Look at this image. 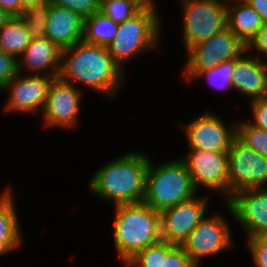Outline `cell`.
Returning a JSON list of instances; mask_svg holds the SVG:
<instances>
[{"label": "cell", "instance_id": "cell-1", "mask_svg": "<svg viewBox=\"0 0 267 267\" xmlns=\"http://www.w3.org/2000/svg\"><path fill=\"white\" fill-rule=\"evenodd\" d=\"M126 73L113 60L106 46L83 40L61 52L59 77L80 90H92L110 100L126 84ZM79 86V87H78ZM121 90V91H120Z\"/></svg>", "mask_w": 267, "mask_h": 267}, {"label": "cell", "instance_id": "cell-2", "mask_svg": "<svg viewBox=\"0 0 267 267\" xmlns=\"http://www.w3.org/2000/svg\"><path fill=\"white\" fill-rule=\"evenodd\" d=\"M150 156L141 150L123 152L106 161L89 177L91 194L102 202L119 205L142 203Z\"/></svg>", "mask_w": 267, "mask_h": 267}, {"label": "cell", "instance_id": "cell-3", "mask_svg": "<svg viewBox=\"0 0 267 267\" xmlns=\"http://www.w3.org/2000/svg\"><path fill=\"white\" fill-rule=\"evenodd\" d=\"M112 208L113 248L123 265L139 251L161 240L160 213L144 202Z\"/></svg>", "mask_w": 267, "mask_h": 267}, {"label": "cell", "instance_id": "cell-4", "mask_svg": "<svg viewBox=\"0 0 267 267\" xmlns=\"http://www.w3.org/2000/svg\"><path fill=\"white\" fill-rule=\"evenodd\" d=\"M197 195L199 193L195 190L189 171L180 158L154 164L150 157L143 199L145 204L161 213Z\"/></svg>", "mask_w": 267, "mask_h": 267}, {"label": "cell", "instance_id": "cell-5", "mask_svg": "<svg viewBox=\"0 0 267 267\" xmlns=\"http://www.w3.org/2000/svg\"><path fill=\"white\" fill-rule=\"evenodd\" d=\"M162 18L164 17L159 11L140 10L133 17L119 23L117 34L107 48L124 72L125 65L132 62V59L160 49L163 39L161 31L165 22Z\"/></svg>", "mask_w": 267, "mask_h": 267}, {"label": "cell", "instance_id": "cell-6", "mask_svg": "<svg viewBox=\"0 0 267 267\" xmlns=\"http://www.w3.org/2000/svg\"><path fill=\"white\" fill-rule=\"evenodd\" d=\"M185 52L227 27V0H179Z\"/></svg>", "mask_w": 267, "mask_h": 267}, {"label": "cell", "instance_id": "cell-7", "mask_svg": "<svg viewBox=\"0 0 267 267\" xmlns=\"http://www.w3.org/2000/svg\"><path fill=\"white\" fill-rule=\"evenodd\" d=\"M245 51L247 46L226 27L185 52L187 60L184 61L181 71L182 82L192 84V80L200 72L210 70L219 63L239 58Z\"/></svg>", "mask_w": 267, "mask_h": 267}, {"label": "cell", "instance_id": "cell-8", "mask_svg": "<svg viewBox=\"0 0 267 267\" xmlns=\"http://www.w3.org/2000/svg\"><path fill=\"white\" fill-rule=\"evenodd\" d=\"M221 211L206 214L180 245L197 267H202L203 259L217 257L235 246L230 221Z\"/></svg>", "mask_w": 267, "mask_h": 267}, {"label": "cell", "instance_id": "cell-9", "mask_svg": "<svg viewBox=\"0 0 267 267\" xmlns=\"http://www.w3.org/2000/svg\"><path fill=\"white\" fill-rule=\"evenodd\" d=\"M193 119L184 123L179 121L177 126L184 132L187 150L228 152L236 137L237 120L226 123L224 117L207 108Z\"/></svg>", "mask_w": 267, "mask_h": 267}, {"label": "cell", "instance_id": "cell-10", "mask_svg": "<svg viewBox=\"0 0 267 267\" xmlns=\"http://www.w3.org/2000/svg\"><path fill=\"white\" fill-rule=\"evenodd\" d=\"M179 158L186 165L198 193L204 188L208 195L216 192L220 200L228 202V152L188 150Z\"/></svg>", "mask_w": 267, "mask_h": 267}, {"label": "cell", "instance_id": "cell-11", "mask_svg": "<svg viewBox=\"0 0 267 267\" xmlns=\"http://www.w3.org/2000/svg\"><path fill=\"white\" fill-rule=\"evenodd\" d=\"M249 188H267V157L235 137L228 150V201Z\"/></svg>", "mask_w": 267, "mask_h": 267}, {"label": "cell", "instance_id": "cell-12", "mask_svg": "<svg viewBox=\"0 0 267 267\" xmlns=\"http://www.w3.org/2000/svg\"><path fill=\"white\" fill-rule=\"evenodd\" d=\"M84 91L60 77L53 78L41 113L43 128L69 131L71 128L79 127Z\"/></svg>", "mask_w": 267, "mask_h": 267}, {"label": "cell", "instance_id": "cell-13", "mask_svg": "<svg viewBox=\"0 0 267 267\" xmlns=\"http://www.w3.org/2000/svg\"><path fill=\"white\" fill-rule=\"evenodd\" d=\"M54 77L18 73L0 92H9L4 113L41 114L47 100L49 86ZM41 112V113H40Z\"/></svg>", "mask_w": 267, "mask_h": 267}, {"label": "cell", "instance_id": "cell-14", "mask_svg": "<svg viewBox=\"0 0 267 267\" xmlns=\"http://www.w3.org/2000/svg\"><path fill=\"white\" fill-rule=\"evenodd\" d=\"M222 206L240 225L246 239L267 235V188L240 190Z\"/></svg>", "mask_w": 267, "mask_h": 267}, {"label": "cell", "instance_id": "cell-15", "mask_svg": "<svg viewBox=\"0 0 267 267\" xmlns=\"http://www.w3.org/2000/svg\"><path fill=\"white\" fill-rule=\"evenodd\" d=\"M202 195H197L160 213L162 240L174 245L183 243L207 214L211 195Z\"/></svg>", "mask_w": 267, "mask_h": 267}, {"label": "cell", "instance_id": "cell-16", "mask_svg": "<svg viewBox=\"0 0 267 267\" xmlns=\"http://www.w3.org/2000/svg\"><path fill=\"white\" fill-rule=\"evenodd\" d=\"M232 88L248 101L267 97V62L248 51L234 59Z\"/></svg>", "mask_w": 267, "mask_h": 267}, {"label": "cell", "instance_id": "cell-17", "mask_svg": "<svg viewBox=\"0 0 267 267\" xmlns=\"http://www.w3.org/2000/svg\"><path fill=\"white\" fill-rule=\"evenodd\" d=\"M61 52L62 50L46 37L31 40L23 54L18 58L19 72L59 77Z\"/></svg>", "mask_w": 267, "mask_h": 267}, {"label": "cell", "instance_id": "cell-18", "mask_svg": "<svg viewBox=\"0 0 267 267\" xmlns=\"http://www.w3.org/2000/svg\"><path fill=\"white\" fill-rule=\"evenodd\" d=\"M84 19L71 11L51 4L46 23V38L60 50L70 48L83 40Z\"/></svg>", "mask_w": 267, "mask_h": 267}, {"label": "cell", "instance_id": "cell-19", "mask_svg": "<svg viewBox=\"0 0 267 267\" xmlns=\"http://www.w3.org/2000/svg\"><path fill=\"white\" fill-rule=\"evenodd\" d=\"M14 197L13 189L8 185L0 194V257L17 252L24 242Z\"/></svg>", "mask_w": 267, "mask_h": 267}, {"label": "cell", "instance_id": "cell-20", "mask_svg": "<svg viewBox=\"0 0 267 267\" xmlns=\"http://www.w3.org/2000/svg\"><path fill=\"white\" fill-rule=\"evenodd\" d=\"M263 25L259 14L245 0H227V28L246 46Z\"/></svg>", "mask_w": 267, "mask_h": 267}, {"label": "cell", "instance_id": "cell-21", "mask_svg": "<svg viewBox=\"0 0 267 267\" xmlns=\"http://www.w3.org/2000/svg\"><path fill=\"white\" fill-rule=\"evenodd\" d=\"M119 23L114 22L100 10L84 19L83 41L108 47L117 34Z\"/></svg>", "mask_w": 267, "mask_h": 267}, {"label": "cell", "instance_id": "cell-22", "mask_svg": "<svg viewBox=\"0 0 267 267\" xmlns=\"http://www.w3.org/2000/svg\"><path fill=\"white\" fill-rule=\"evenodd\" d=\"M30 41L27 27L19 16H13L0 29V47L17 59L23 54Z\"/></svg>", "mask_w": 267, "mask_h": 267}, {"label": "cell", "instance_id": "cell-23", "mask_svg": "<svg viewBox=\"0 0 267 267\" xmlns=\"http://www.w3.org/2000/svg\"><path fill=\"white\" fill-rule=\"evenodd\" d=\"M51 9L50 0L44 4L27 6L19 16L25 23L31 40L46 37V23Z\"/></svg>", "mask_w": 267, "mask_h": 267}, {"label": "cell", "instance_id": "cell-24", "mask_svg": "<svg viewBox=\"0 0 267 267\" xmlns=\"http://www.w3.org/2000/svg\"><path fill=\"white\" fill-rule=\"evenodd\" d=\"M167 241L160 240L155 244L147 246L129 259L124 267H162L166 254L174 247Z\"/></svg>", "mask_w": 267, "mask_h": 267}, {"label": "cell", "instance_id": "cell-25", "mask_svg": "<svg viewBox=\"0 0 267 267\" xmlns=\"http://www.w3.org/2000/svg\"><path fill=\"white\" fill-rule=\"evenodd\" d=\"M234 70V59L219 63L214 68L200 72L193 80L197 82L199 79L208 81V85L219 91H232V77Z\"/></svg>", "mask_w": 267, "mask_h": 267}, {"label": "cell", "instance_id": "cell-26", "mask_svg": "<svg viewBox=\"0 0 267 267\" xmlns=\"http://www.w3.org/2000/svg\"><path fill=\"white\" fill-rule=\"evenodd\" d=\"M236 119V137L246 146L267 157V131L242 118Z\"/></svg>", "mask_w": 267, "mask_h": 267}, {"label": "cell", "instance_id": "cell-27", "mask_svg": "<svg viewBox=\"0 0 267 267\" xmlns=\"http://www.w3.org/2000/svg\"><path fill=\"white\" fill-rule=\"evenodd\" d=\"M140 10L128 0H101L100 4V11L117 23L133 17Z\"/></svg>", "mask_w": 267, "mask_h": 267}, {"label": "cell", "instance_id": "cell-28", "mask_svg": "<svg viewBox=\"0 0 267 267\" xmlns=\"http://www.w3.org/2000/svg\"><path fill=\"white\" fill-rule=\"evenodd\" d=\"M50 3L70 9L83 19L92 16L100 10V0H50Z\"/></svg>", "mask_w": 267, "mask_h": 267}, {"label": "cell", "instance_id": "cell-29", "mask_svg": "<svg viewBox=\"0 0 267 267\" xmlns=\"http://www.w3.org/2000/svg\"><path fill=\"white\" fill-rule=\"evenodd\" d=\"M253 267H267V235L245 240Z\"/></svg>", "mask_w": 267, "mask_h": 267}, {"label": "cell", "instance_id": "cell-30", "mask_svg": "<svg viewBox=\"0 0 267 267\" xmlns=\"http://www.w3.org/2000/svg\"><path fill=\"white\" fill-rule=\"evenodd\" d=\"M19 73L18 59L0 47V91Z\"/></svg>", "mask_w": 267, "mask_h": 267}, {"label": "cell", "instance_id": "cell-31", "mask_svg": "<svg viewBox=\"0 0 267 267\" xmlns=\"http://www.w3.org/2000/svg\"><path fill=\"white\" fill-rule=\"evenodd\" d=\"M249 102L251 119L247 121L258 128L267 131V97L255 99Z\"/></svg>", "mask_w": 267, "mask_h": 267}, {"label": "cell", "instance_id": "cell-32", "mask_svg": "<svg viewBox=\"0 0 267 267\" xmlns=\"http://www.w3.org/2000/svg\"><path fill=\"white\" fill-rule=\"evenodd\" d=\"M162 267H197L180 245H175L163 259Z\"/></svg>", "mask_w": 267, "mask_h": 267}, {"label": "cell", "instance_id": "cell-33", "mask_svg": "<svg viewBox=\"0 0 267 267\" xmlns=\"http://www.w3.org/2000/svg\"><path fill=\"white\" fill-rule=\"evenodd\" d=\"M247 51L249 54L267 62V24L262 26L257 35L247 45Z\"/></svg>", "mask_w": 267, "mask_h": 267}, {"label": "cell", "instance_id": "cell-34", "mask_svg": "<svg viewBox=\"0 0 267 267\" xmlns=\"http://www.w3.org/2000/svg\"><path fill=\"white\" fill-rule=\"evenodd\" d=\"M0 8L6 10L13 17L20 16L24 7L20 0H0Z\"/></svg>", "mask_w": 267, "mask_h": 267}, {"label": "cell", "instance_id": "cell-35", "mask_svg": "<svg viewBox=\"0 0 267 267\" xmlns=\"http://www.w3.org/2000/svg\"><path fill=\"white\" fill-rule=\"evenodd\" d=\"M261 17L263 24H267V0H245Z\"/></svg>", "mask_w": 267, "mask_h": 267}, {"label": "cell", "instance_id": "cell-36", "mask_svg": "<svg viewBox=\"0 0 267 267\" xmlns=\"http://www.w3.org/2000/svg\"><path fill=\"white\" fill-rule=\"evenodd\" d=\"M134 3L141 10L160 11L157 0H128ZM157 4V5H156Z\"/></svg>", "mask_w": 267, "mask_h": 267}, {"label": "cell", "instance_id": "cell-37", "mask_svg": "<svg viewBox=\"0 0 267 267\" xmlns=\"http://www.w3.org/2000/svg\"><path fill=\"white\" fill-rule=\"evenodd\" d=\"M12 18V16L4 9L0 8V29Z\"/></svg>", "mask_w": 267, "mask_h": 267}, {"label": "cell", "instance_id": "cell-38", "mask_svg": "<svg viewBox=\"0 0 267 267\" xmlns=\"http://www.w3.org/2000/svg\"><path fill=\"white\" fill-rule=\"evenodd\" d=\"M48 0H20L21 5L25 8L27 6L40 5L46 3Z\"/></svg>", "mask_w": 267, "mask_h": 267}]
</instances>
